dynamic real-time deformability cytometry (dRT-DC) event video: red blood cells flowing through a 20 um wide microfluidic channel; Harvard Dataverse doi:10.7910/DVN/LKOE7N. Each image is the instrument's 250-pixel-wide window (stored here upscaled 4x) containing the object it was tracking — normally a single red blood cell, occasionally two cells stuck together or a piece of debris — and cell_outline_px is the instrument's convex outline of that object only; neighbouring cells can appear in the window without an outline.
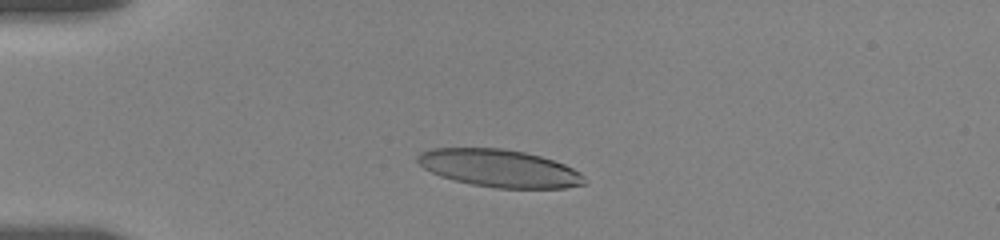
{"species": "human", "species_latin": "Homo sapiens", "temperature_condition": "room temperature", "stored_images_in_passage": 11, "camera_frame_rate_fps": 3000, "um_per_image_px": 0.085, "donor": {"sex": "female"}, "frame": {"image": 1, "passage_image": 8, "time_ms": 3.0, "image_size_px": [1000, 240], "cell_outline_px": [[588, 180], [584, 184], [564, 188], [496, 188], [472, 184], [452, 180], [440, 176], [424, 168], [416, 160], [416, 156], [420, 152], [432, 148], [504, 148], [524, 152], [540, 156], [564, 164], [580, 172]], "centroid_in_image_um": [42.44, 14.3], "position_along_channel_um": 42.6, "area_um2": 36.59}}
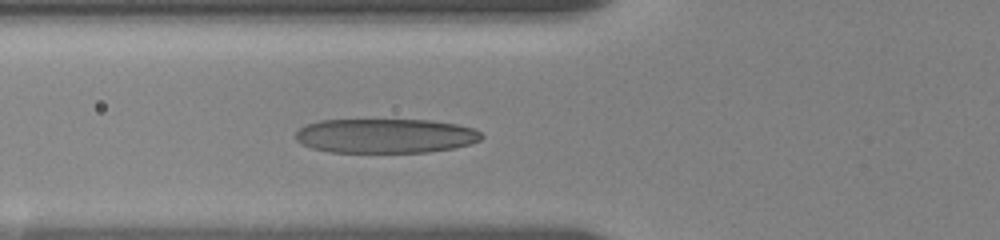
{"frame": {"image": 2, "passage_image": 11, "time_ms": 5.333, "image_size_px": [1000, 240], "cell_outline_px": [[484, 136], [480, 140], [472, 144], [452, 148], [428, 152], [328, 152], [312, 148], [300, 144], [296, 140], [296, 132], [304, 124], [320, 120], [432, 120], [456, 124], [472, 128], [480, 132]], "centroid_in_image_um": [32.74, 11.54], "position_along_channel_um": 93.1, "area_um2": 37.51}}